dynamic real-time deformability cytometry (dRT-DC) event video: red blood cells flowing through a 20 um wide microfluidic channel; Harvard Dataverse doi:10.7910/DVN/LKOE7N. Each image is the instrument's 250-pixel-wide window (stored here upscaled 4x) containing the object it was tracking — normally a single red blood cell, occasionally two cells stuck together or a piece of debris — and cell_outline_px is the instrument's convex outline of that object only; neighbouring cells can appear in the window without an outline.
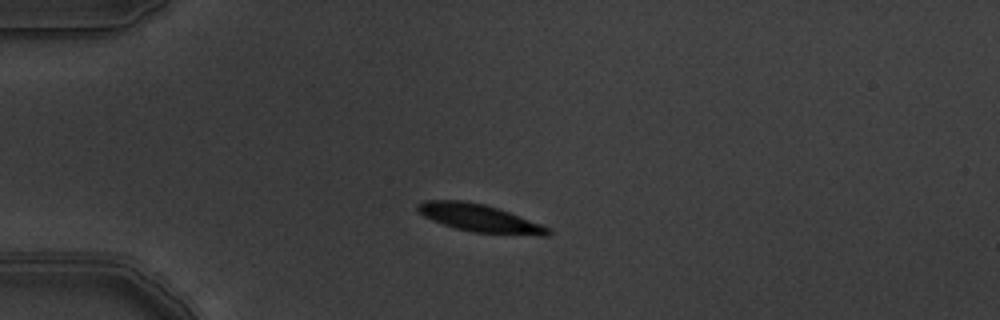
{"species": "common noctule bat (a hibernating species)", "species_latin": "Nyctalus noctula", "temperature_condition": "warm", "stored_images_in_passage": 3, "camera_frame_rate_fps": 3000, "um_per_image_px": 0.085, "animal": {"sex": "male", "body_mass_g": 19.5, "forearm_length_mm": 54.6}, "frame": {"image": 1, "passage_image": 2, "time_ms": 0.333, "image_size_px": [1000, 320], "cell_outline_px": [[552, 232], [548, 236], [536, 236], [472, 232], [456, 228], [432, 220], [424, 216], [416, 208], [416, 204], [424, 200], [464, 200], [484, 204], [508, 212], [552, 228]], "centroid_in_image_um": [40.79, 18.55], "position_along_channel_um": 44.2, "area_um2": 21.04}}